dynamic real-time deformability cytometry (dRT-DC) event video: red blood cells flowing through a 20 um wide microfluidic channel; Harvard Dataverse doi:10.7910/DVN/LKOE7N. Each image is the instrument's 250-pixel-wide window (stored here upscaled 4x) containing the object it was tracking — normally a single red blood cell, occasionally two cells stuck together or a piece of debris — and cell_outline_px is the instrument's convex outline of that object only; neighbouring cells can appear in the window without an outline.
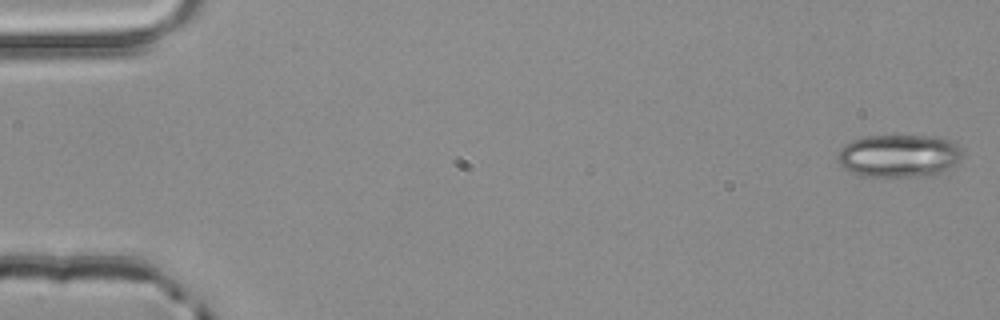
{"species": "common noctule bat (a hibernating species)", "species_latin": "Nyctalus noctula", "temperature_condition": "room temperature", "stored_images_in_passage": 4, "camera_frame_rate_fps": 3000, "um_per_image_px": 0.085, "animal": {"sex": "male", "body_mass_g": 20.4}, "frame": {"image": 1, "passage_image": 1, "time_ms": 0.0, "image_size_px": [1000, 320], "cell_outline_px": [[964, 152], [944, 172], [932, 176], [860, 176], [852, 172], [840, 164], [836, 160], [836, 156], [840, 148], [852, 140], [864, 136], [940, 136], [952, 140]], "centroid_in_image_um": [76.4, 13.23], "position_along_channel_um": 8.6, "area_um2": 31.21}}